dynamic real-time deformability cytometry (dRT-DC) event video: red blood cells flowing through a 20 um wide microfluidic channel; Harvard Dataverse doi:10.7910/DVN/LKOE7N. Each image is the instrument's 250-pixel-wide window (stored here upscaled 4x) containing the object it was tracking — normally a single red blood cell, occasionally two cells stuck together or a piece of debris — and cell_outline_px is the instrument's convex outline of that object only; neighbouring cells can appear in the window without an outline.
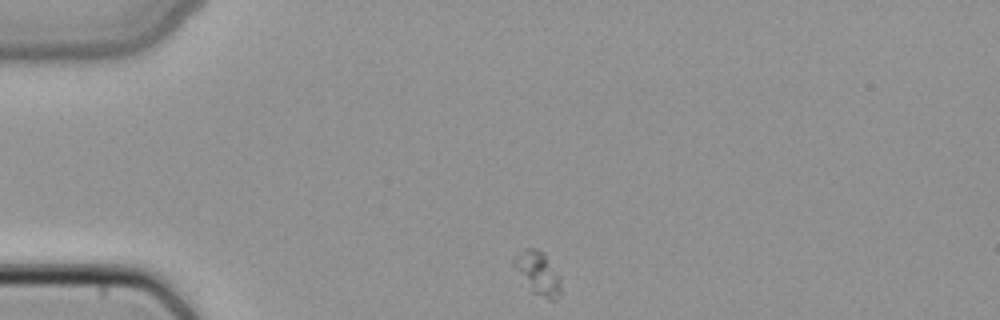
{"species": "common noctule bat (a hibernating species)", "species_latin": "Nyctalus noctula", "temperature_condition": "cold", "stored_images_in_passage": 2, "camera_frame_rate_fps": 3000, "um_per_image_px": 0.085, "animal": {"sex": "female", "body_mass_g": 22.7, "forearm_length_mm": 54.2}, "frame": {"image": 1, "passage_image": 1, "time_ms": 0.0, "image_size_px": [1000, 320], "cell_outline_px": [[560, 292], [556, 300], [548, 300], [532, 292], [512, 264], [512, 260], [524, 248], [536, 248], [544, 252], [560, 276]], "centroid_in_image_um": [45.74, 23.21], "position_along_channel_um": 39.3, "area_um2": 11.79}}